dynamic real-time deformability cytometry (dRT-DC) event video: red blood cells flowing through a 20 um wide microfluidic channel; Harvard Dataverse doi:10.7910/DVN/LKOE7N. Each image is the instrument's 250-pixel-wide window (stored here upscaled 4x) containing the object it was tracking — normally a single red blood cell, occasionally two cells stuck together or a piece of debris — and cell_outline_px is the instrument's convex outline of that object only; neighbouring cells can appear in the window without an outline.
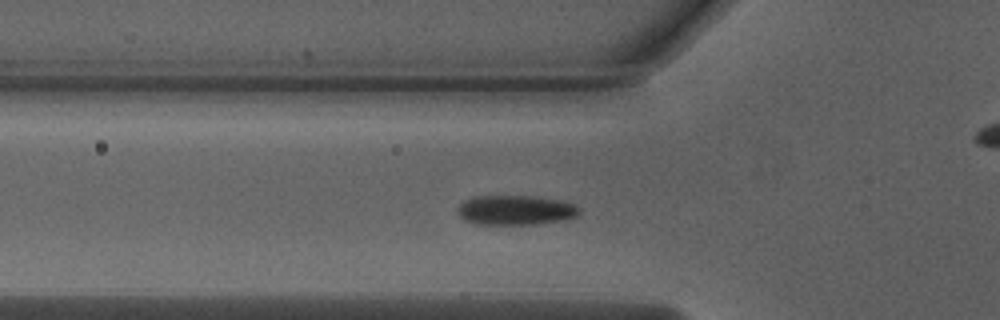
{"species": "Egyptian fruit bat (a non-hibernating species)", "species_latin": "Rousettus aegyptiacus", "temperature_condition": "warm", "stored_images_in_passage": 47, "camera_frame_rate_fps": 3000, "um_per_image_px": 0.085, "animal": {"sex": "male"}, "frame": {"image": 1, "passage_image": 12, "time_ms": 3.667, "image_size_px": [1000, 320], "cell_outline_px": [[580, 212], [576, 216], [564, 220], [536, 224], [476, 224], [464, 220], [460, 216], [456, 208], [464, 200], [476, 196], [536, 196], [560, 200], [576, 204], [580, 208]], "centroid_in_image_um": [43.83, 17.85], "position_along_channel_um": 82.0, "area_um2": 21.21}}
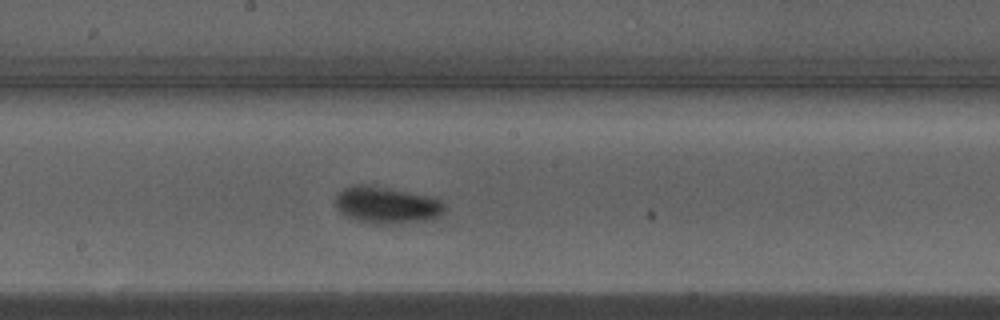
{"frame": {"image": 2, "passage_image": 22, "time_ms": 7.0, "image_size_px": [1000, 320], "cell_outline_px": [[448, 208], [444, 212], [432, 220], [384, 224], [372, 224], [356, 220], [340, 212], [336, 204], [336, 196], [344, 188], [352, 184], [364, 184], [436, 196]], "centroid_in_image_um": [32.93, 17.42], "position_along_channel_um": 215.3, "area_um2": 23.7}}
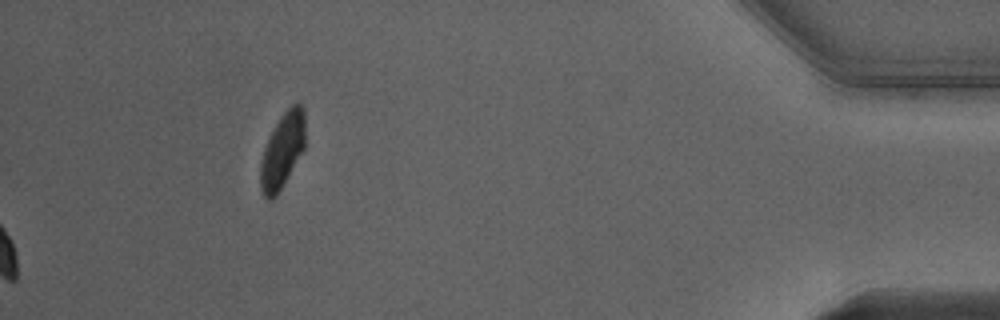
{"frame": {"image": 3, "passage_image": 47, "time_ms": 15.333, "image_size_px": [1000, 320], "cell_outline_px": [[304, 148], [276, 196], [272, 200], [268, 200], [264, 196], [260, 188], [260, 164], [264, 148], [280, 116], [292, 104], [300, 104], [304, 108]], "centroid_in_image_um": [23.99, 12.81], "position_along_channel_um": 411.2, "area_um2": 19.19}, "authors_computed_cell_mechanics": {"area_um2": 21.097, "velocity_mm_per_s": 3.9985, "shape_relaxation_time_tau1_ms": 2.5698, "shape_relaxation_time_tau2_ms": null, "deformation_change_tau1": 0.1228, "deformation_change_tau2": null}}